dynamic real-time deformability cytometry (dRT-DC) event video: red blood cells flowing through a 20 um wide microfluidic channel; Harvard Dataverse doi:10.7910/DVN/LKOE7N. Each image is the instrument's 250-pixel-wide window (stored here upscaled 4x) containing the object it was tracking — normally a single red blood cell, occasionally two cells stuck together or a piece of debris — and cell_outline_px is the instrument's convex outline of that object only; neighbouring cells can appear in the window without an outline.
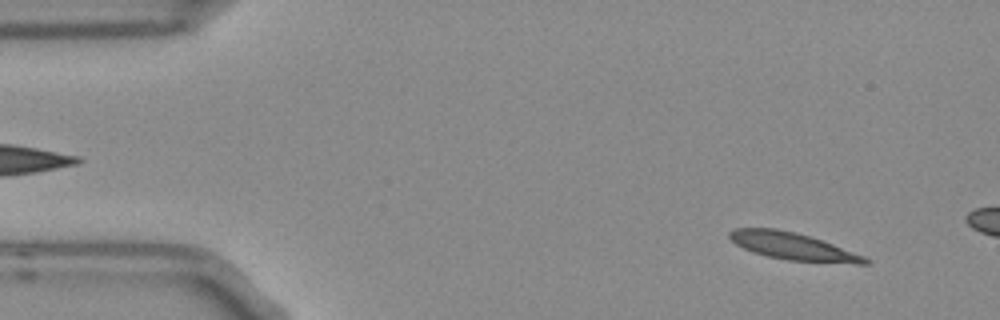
{"species": "Egyptian fruit bat (a non-hibernating species)", "species_latin": "Rousettus aegyptiacus", "temperature_condition": "room temperature", "stored_images_in_passage": 3, "camera_frame_rate_fps": 3000, "um_per_image_px": 0.085, "frame": {"image": 1, "passage_image": 1, "time_ms": 0.0, "image_size_px": [1000, 320], "cell_outline_px": [[868, 264], [856, 264], [788, 260], [768, 256], [752, 252], [736, 244], [728, 236], [728, 232], [736, 228], [776, 228], [796, 232], [832, 244], [864, 256], [868, 260]], "centroid_in_image_um": [67.36, 20.93], "position_along_channel_um": 17.6, "area_um2": 21.21}}